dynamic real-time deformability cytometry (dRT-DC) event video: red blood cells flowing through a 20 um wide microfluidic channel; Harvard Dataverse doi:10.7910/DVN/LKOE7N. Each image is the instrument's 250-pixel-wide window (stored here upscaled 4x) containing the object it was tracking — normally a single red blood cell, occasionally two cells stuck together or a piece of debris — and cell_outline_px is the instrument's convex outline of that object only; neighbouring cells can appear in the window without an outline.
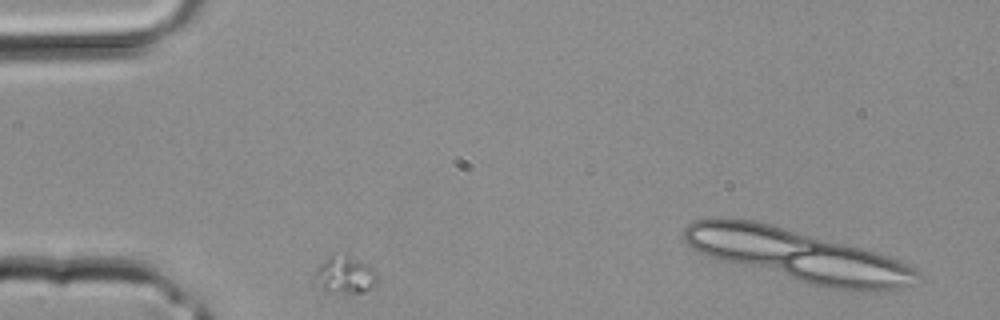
{"species": "common noctule bat (a hibernating species)", "species_latin": "Nyctalus noctula", "temperature_condition": "room temperature", "stored_images_in_passage": 2, "camera_frame_rate_fps": 3000, "um_per_image_px": 0.085, "animal": {"sex": "male", "body_mass_g": 20.4}, "frame": {"image": 1, "passage_image": 1, "time_ms": 0.0, "image_size_px": [1000, 320], "cell_outline_px": [[376, 284], [364, 292], [328, 292], [312, 284], [312, 276], [316, 268], [328, 256], [332, 256], [356, 260], [368, 264], [376, 272]], "centroid_in_image_um": [29.23, 23.43], "position_along_channel_um": 55.8, "area_um2": 13.29}}